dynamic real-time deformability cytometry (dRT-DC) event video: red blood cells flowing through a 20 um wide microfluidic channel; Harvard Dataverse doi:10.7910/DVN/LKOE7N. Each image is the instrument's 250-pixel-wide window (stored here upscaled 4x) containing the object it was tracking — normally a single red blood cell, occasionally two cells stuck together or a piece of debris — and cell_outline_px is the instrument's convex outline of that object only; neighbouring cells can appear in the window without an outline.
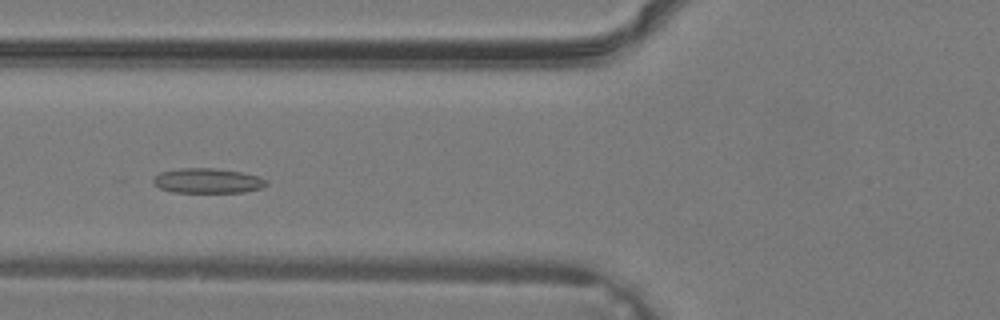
{"species": "common noctule bat (a hibernating species)", "species_latin": "Nyctalus noctula", "temperature_condition": "warm", "stored_images_in_passage": 35, "camera_frame_rate_fps": 3000, "um_per_image_px": 0.085, "animal": {"sex": "male", "body_mass_g": 19.2, "forearm_length_mm": 51.8}, "frame": {"image": 1, "passage_image": 12, "time_ms": 3.667, "image_size_px": [1000, 320], "cell_outline_px": [[268, 184], [260, 188], [244, 192], [172, 192], [160, 188], [152, 184], [152, 180], [160, 172], [176, 168], [216, 168], [240, 172], [260, 176], [268, 180]], "centroid_in_image_um": [17.64, 15.36], "position_along_channel_um": 108.2, "area_um2": 16.53}}
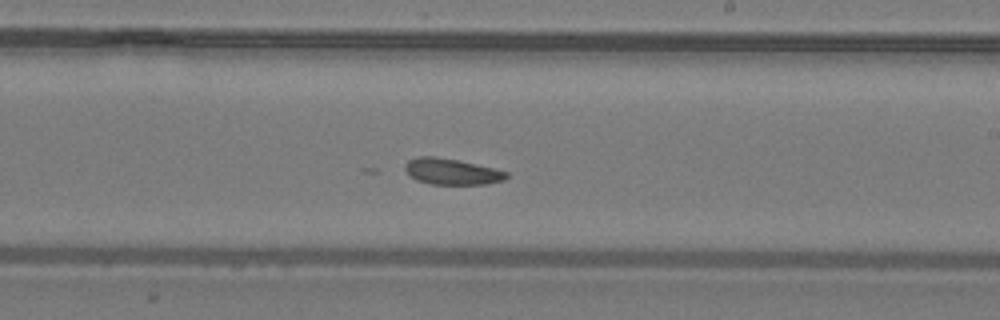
{"frame": {"image": 2, "passage_image": 20, "time_ms": 6.333, "image_size_px": [1000, 320], "cell_outline_px": [[508, 176], [504, 180], [488, 184], [432, 184], [416, 180], [404, 168], [404, 164], [408, 160], [420, 156], [432, 156], [456, 160], [492, 168], [508, 172]], "centroid_in_image_um": [38.39, 14.59], "position_along_channel_um": 250.6, "area_um2": 15.14}}
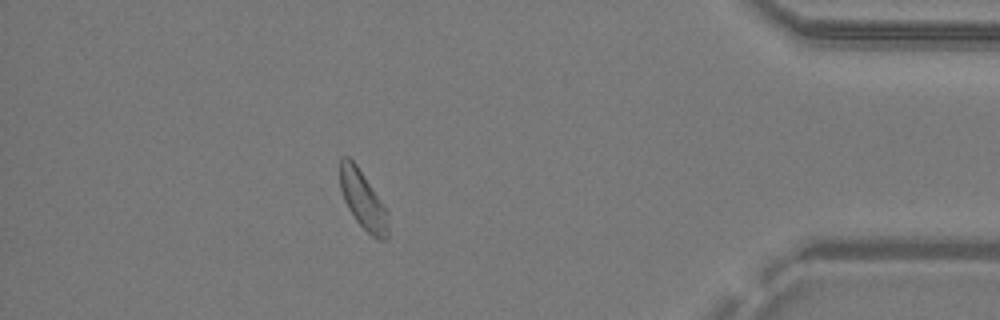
{"frame": {"image": 3, "passage_image": 31, "time_ms": 10.0, "image_size_px": [1000, 320], "cell_outline_px": [[388, 236], [384, 240], [380, 240], [372, 236], [356, 220], [348, 208], [344, 200], [340, 188], [340, 156], [348, 156], [356, 164], [388, 212]], "centroid_in_image_um": [30.84, 16.99], "position_along_channel_um": 404.4, "area_um2": 16.07}}